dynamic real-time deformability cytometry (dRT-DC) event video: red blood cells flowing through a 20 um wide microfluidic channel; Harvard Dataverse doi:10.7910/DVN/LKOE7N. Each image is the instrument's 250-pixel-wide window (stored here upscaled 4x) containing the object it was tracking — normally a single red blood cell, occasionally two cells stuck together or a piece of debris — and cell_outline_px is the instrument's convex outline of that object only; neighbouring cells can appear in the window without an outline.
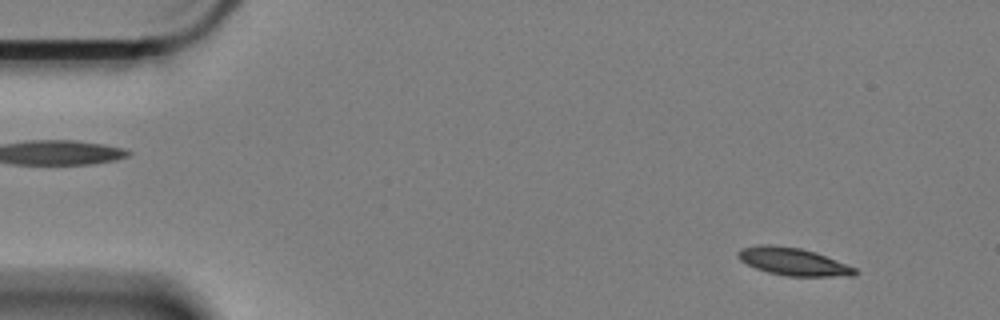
{"species": "Egyptian fruit bat (a non-hibernating species)", "species_latin": "Rousettus aegyptiacus", "temperature_condition": "cold", "stored_images_in_passage": 59, "camera_frame_rate_fps": 3000, "um_per_image_px": 0.085, "animal": {"sex": "female"}, "frame": {"image": 1, "passage_image": 5, "time_ms": 1.333, "image_size_px": [1000, 320], "cell_outline_px": [[860, 272], [856, 276], [788, 276], [768, 272], [756, 268], [740, 260], [736, 256], [736, 252], [740, 248], [760, 244], [772, 244], [800, 248], [816, 252], [856, 268]], "centroid_in_image_um": [67.42, 22.23], "position_along_channel_um": 17.6, "area_um2": 18.96}}
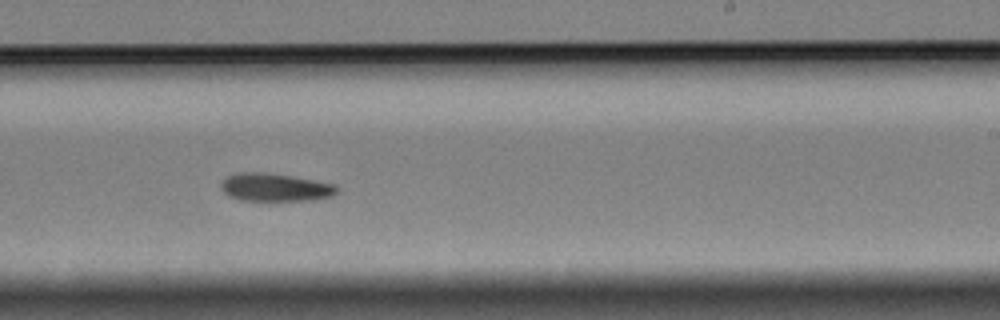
{"frame": {"image": 2, "passage_image": 36, "time_ms": 11.667, "image_size_px": [1000, 320], "cell_outline_px": [[340, 192], [332, 196], [316, 200], [240, 200], [228, 196], [220, 188], [220, 184], [228, 176], [236, 172], [264, 172], [292, 176], [336, 184], [340, 188]], "centroid_in_image_um": [23.43, 15.92], "position_along_channel_um": 265.6, "area_um2": 19.13}}
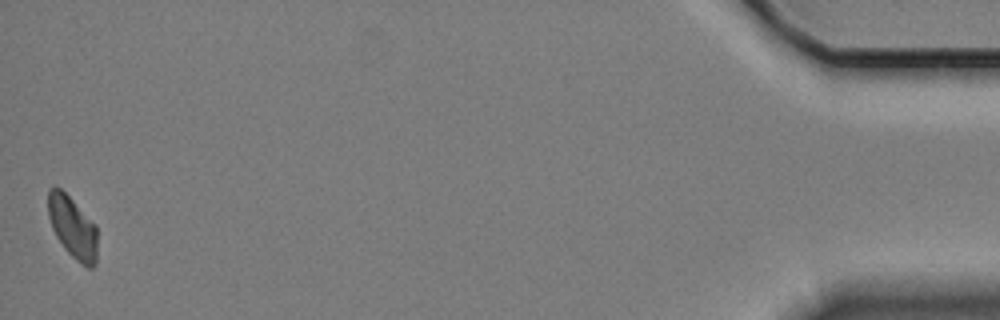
{"frame": {"image": 3, "passage_image": 59, "time_ms": 19.333, "image_size_px": [1000, 320], "cell_outline_px": [[96, 264], [92, 268], [88, 268], [76, 260], [64, 248], [56, 236], [52, 228], [48, 216], [48, 188], [60, 188], [96, 224]], "centroid_in_image_um": [6.17, 19.34], "position_along_channel_um": 429.0, "area_um2": 17.57}, "authors_computed_cell_mechanics": {"area_um2": 18.9006, "velocity_mm_per_s": 3.3112, "shape_relaxation_time_tau1_ms": 8.9266, "shape_relaxation_time_tau2_ms": null, "deformation_change_tau1": 0.1522, "deformation_change_tau2": null}}